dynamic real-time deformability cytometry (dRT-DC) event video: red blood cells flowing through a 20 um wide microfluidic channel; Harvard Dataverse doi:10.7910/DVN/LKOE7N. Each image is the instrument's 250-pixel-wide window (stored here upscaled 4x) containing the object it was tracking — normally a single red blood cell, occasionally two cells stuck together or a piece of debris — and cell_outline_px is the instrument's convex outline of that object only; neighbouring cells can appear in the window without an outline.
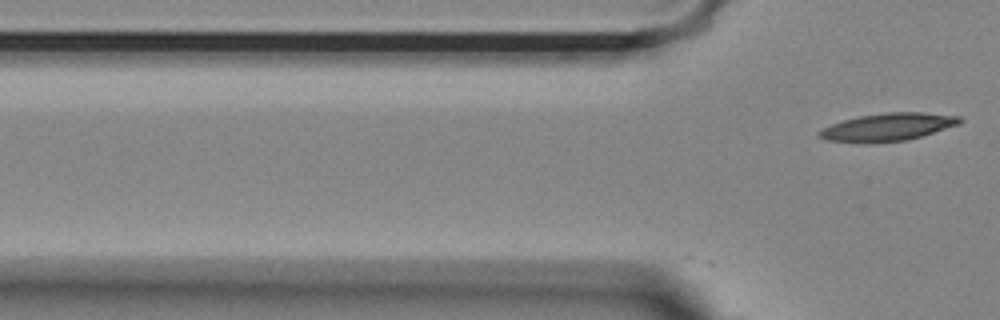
{"species": "Egyptian fruit bat (a non-hibernating species)", "species_latin": "Rousettus aegyptiacus", "temperature_condition": "room temperature", "stored_images_in_passage": 2, "camera_frame_rate_fps": 3000, "um_per_image_px": 0.085, "animal": {"sex": "female"}, "frame": {"image": 1, "passage_image": 2, "time_ms": 0.333, "image_size_px": [1000, 320], "cell_outline_px": [[964, 120], [960, 124], [908, 140], [868, 144], [864, 144], [824, 140], [816, 136], [816, 132], [820, 128], [844, 120], [860, 116], [888, 112], [924, 112], [960, 116]], "centroid_in_image_um": [75.41, 10.82], "position_along_channel_um": 50.4, "area_um2": 23.18}}